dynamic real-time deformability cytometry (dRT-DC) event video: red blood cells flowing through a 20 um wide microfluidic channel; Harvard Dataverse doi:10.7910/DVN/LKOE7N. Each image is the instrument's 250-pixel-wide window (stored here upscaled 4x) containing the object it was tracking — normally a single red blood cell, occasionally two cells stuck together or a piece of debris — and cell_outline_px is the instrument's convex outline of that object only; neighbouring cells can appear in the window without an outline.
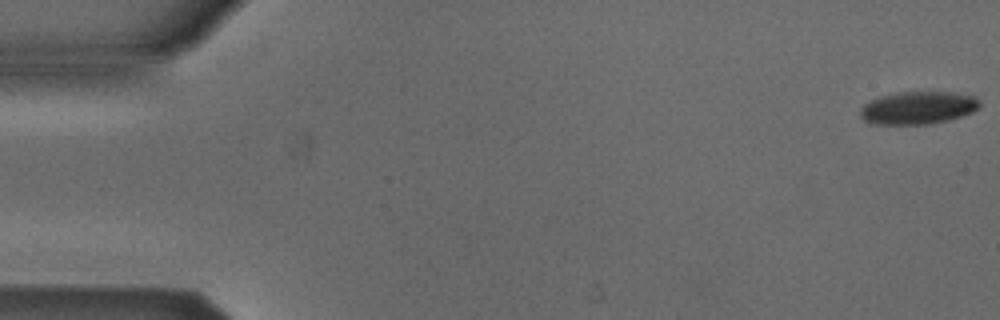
{"species": "Egyptian fruit bat (a non-hibernating species)", "species_latin": "Rousettus aegyptiacus", "temperature_condition": "cold", "stored_images_in_passage": 15, "camera_frame_rate_fps": 3000, "um_per_image_px": 0.085, "animal": {"sex": "male"}, "frame": {"image": 1, "passage_image": 1, "time_ms": 0.0, "image_size_px": [1000, 320], "cell_outline_px": [[980, 104], [972, 112], [948, 120], [928, 124], [876, 124], [864, 120], [860, 116], [860, 108], [864, 104], [880, 96], [896, 92], [952, 92], [972, 96]], "centroid_in_image_um": [77.97, 9.16], "position_along_channel_um": 7.0, "area_um2": 22.48}}
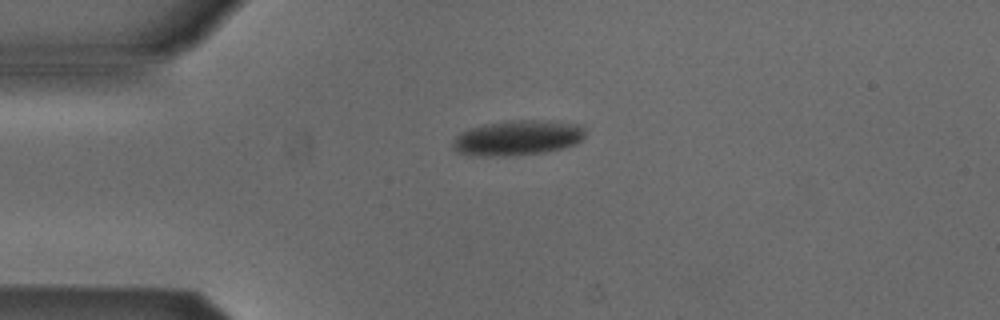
{"frame": {"image": 2, "passage_image": 13, "time_ms": 4.0, "image_size_px": [1000, 320], "cell_outline_px": [[584, 140], [576, 144], [544, 152], [500, 156], [472, 156], [456, 152], [452, 148], [452, 144], [456, 136], [460, 132], [468, 128], [488, 124], [512, 120], [544, 120], [580, 124], [584, 128]], "centroid_in_image_um": [43.98, 11.72], "position_along_channel_um": 41.0, "area_um2": 27.17}}